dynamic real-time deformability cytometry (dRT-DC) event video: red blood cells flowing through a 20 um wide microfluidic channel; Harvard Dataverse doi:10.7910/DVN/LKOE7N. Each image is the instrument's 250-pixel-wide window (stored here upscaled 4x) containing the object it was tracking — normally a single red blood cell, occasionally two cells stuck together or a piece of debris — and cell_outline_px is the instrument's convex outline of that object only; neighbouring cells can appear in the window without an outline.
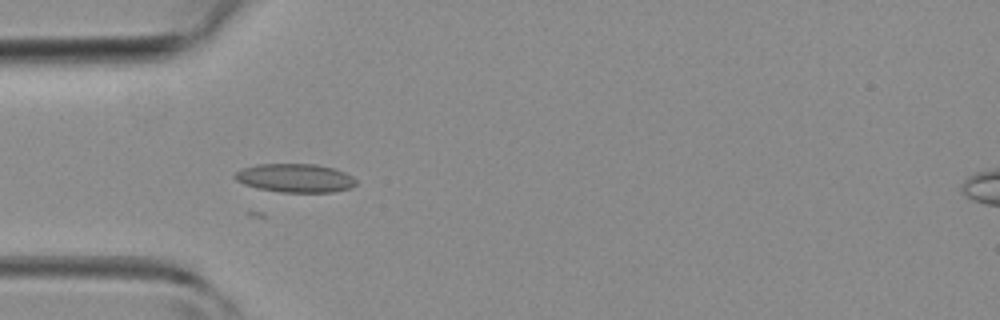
{"species": "common noctule bat (a hibernating species)", "species_latin": "Nyctalus noctula", "temperature_condition": "room temperature", "stored_images_in_passage": 23, "camera_frame_rate_fps": 3000, "um_per_image_px": 0.085, "animal": {"sex": "female", "body_mass_g": 19.3, "forearm_length_mm": 54.1}, "frame": {"image": 1, "passage_image": 6, "time_ms": 1.667, "image_size_px": [1000, 320], "cell_outline_px": [[356, 184], [352, 188], [332, 192], [280, 192], [256, 188], [244, 184], [236, 180], [232, 176], [236, 172], [244, 168], [256, 164], [316, 164], [332, 168], [344, 172], [352, 176], [356, 180]], "centroid_in_image_um": [25.08, 15.14], "position_along_channel_um": 59.9, "area_um2": 20.23}}
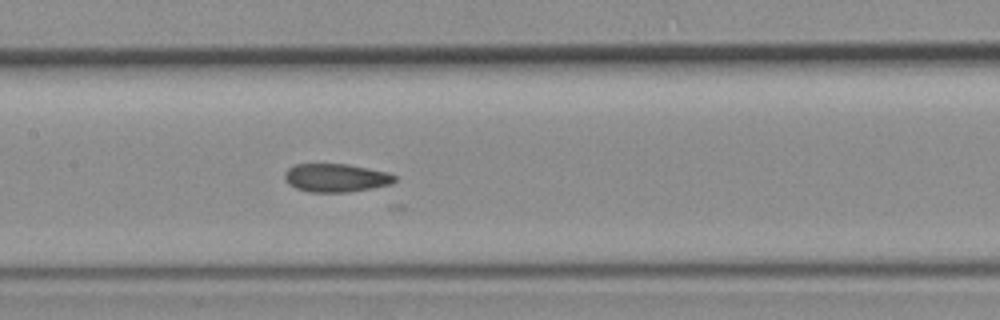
{"frame": {"image": 2, "passage_image": 14, "time_ms": 4.333, "image_size_px": [1000, 320], "cell_outline_px": [[396, 180], [392, 184], [372, 188], [348, 192], [308, 192], [296, 188], [288, 184], [284, 176], [284, 172], [288, 168], [296, 164], [348, 164], [388, 172], [396, 176]], "centroid_in_image_um": [28.56, 15.11], "position_along_channel_um": 178.8, "area_um2": 18.26}}
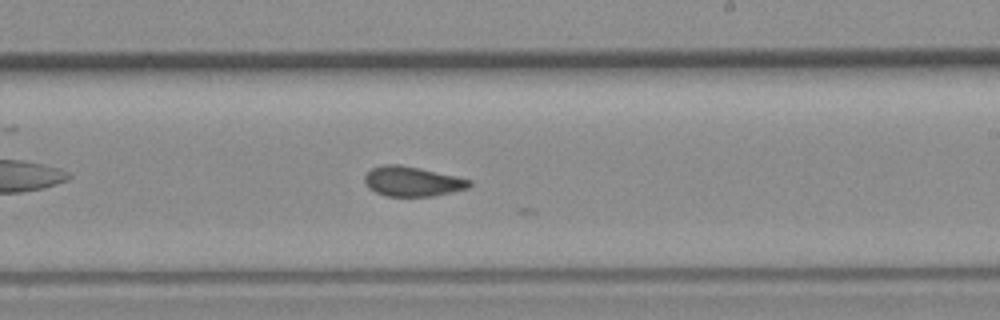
{"frame": {"image": 3, "passage_image": 19, "time_ms": 6.0, "image_size_px": [1000, 320], "cell_outline_px": [[472, 184], [468, 188], [452, 192], [432, 196], [384, 196], [368, 188], [364, 180], [364, 176], [372, 168], [384, 164], [396, 164], [420, 168], [472, 180]], "centroid_in_image_um": [35.03, 15.42], "position_along_channel_um": 254.0, "area_um2": 18.15}}